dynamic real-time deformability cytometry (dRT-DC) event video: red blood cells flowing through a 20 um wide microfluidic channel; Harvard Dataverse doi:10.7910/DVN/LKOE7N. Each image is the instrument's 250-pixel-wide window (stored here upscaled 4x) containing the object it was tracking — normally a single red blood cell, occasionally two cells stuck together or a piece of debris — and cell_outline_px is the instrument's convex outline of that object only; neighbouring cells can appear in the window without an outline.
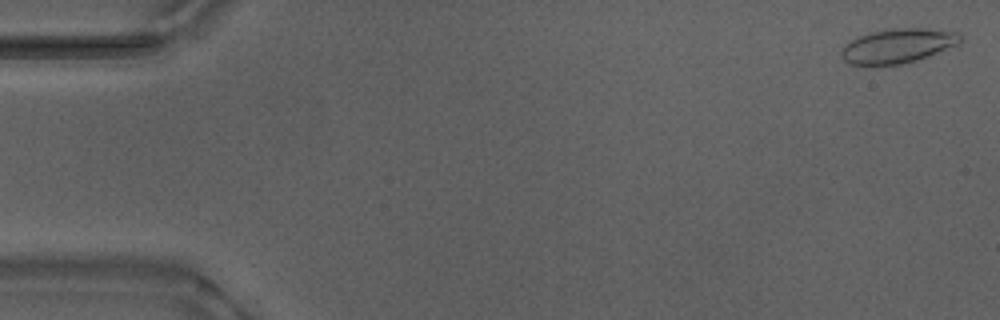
{"species": "Egyptian fruit bat (a non-hibernating species)", "species_latin": "Rousettus aegyptiacus", "temperature_condition": "warm", "stored_images_in_passage": 25, "camera_frame_rate_fps": 3000, "um_per_image_px": 0.085, "animal": {"sex": "male"}, "frame": {"image": 1, "passage_image": 1, "time_ms": 0.0, "image_size_px": [1000, 320], "cell_outline_px": [[964, 36], [956, 44], [928, 56], [916, 60], [900, 64], [872, 68], [848, 64], [844, 60], [840, 52], [856, 36], [884, 28], [924, 28], [960, 32]], "centroid_in_image_um": [76.25, 3.92], "position_along_channel_um": 8.7, "area_um2": 24.39}}
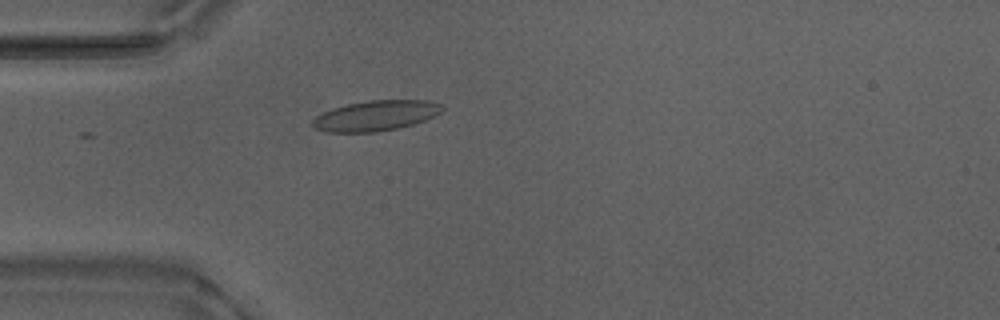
{"frame": {"image": 2, "passage_image": 15, "time_ms": 4.667, "image_size_px": [1000, 320], "cell_outline_px": [[444, 108], [436, 116], [412, 124], [396, 128], [376, 132], [328, 132], [316, 128], [312, 124], [312, 120], [316, 116], [332, 108], [348, 104], [368, 100], [428, 100], [440, 104]], "centroid_in_image_um": [31.95, 9.82], "position_along_channel_um": 53.1, "area_um2": 22.72}}